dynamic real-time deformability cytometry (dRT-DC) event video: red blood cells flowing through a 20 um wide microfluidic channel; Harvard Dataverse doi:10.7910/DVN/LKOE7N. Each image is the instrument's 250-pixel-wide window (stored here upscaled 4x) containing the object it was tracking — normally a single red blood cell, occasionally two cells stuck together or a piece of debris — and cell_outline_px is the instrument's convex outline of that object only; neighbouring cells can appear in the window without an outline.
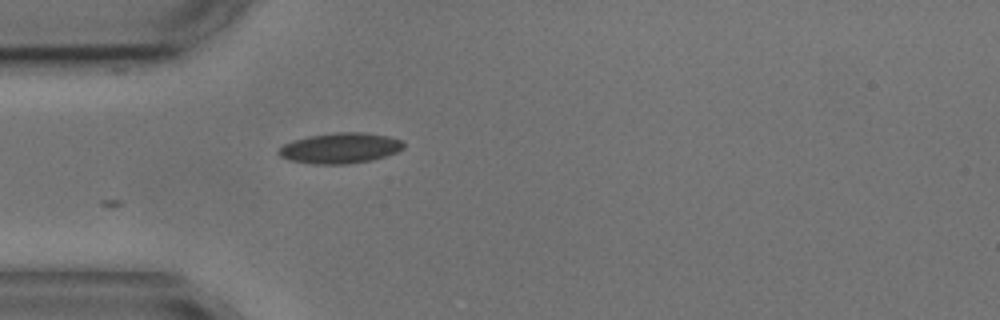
{"species": "common noctule bat (a hibernating species)", "species_latin": "Nyctalus noctula", "temperature_condition": "cold", "stored_images_in_passage": 1, "camera_frame_rate_fps": 3000, "um_per_image_px": 0.085, "animal": {"sex": "male", "body_mass_g": 17.9, "forearm_length_mm": 54.2}, "frame": {"image": 1, "passage_image": 1, "time_ms": 0.0, "image_size_px": [1000, 320], "cell_outline_px": [[404, 148], [396, 152], [372, 160], [344, 164], [312, 164], [288, 160], [280, 156], [276, 152], [284, 144], [292, 140], [308, 136], [336, 132], [364, 132], [388, 136], [404, 140]], "centroid_in_image_um": [28.9, 12.58], "position_along_channel_um": 56.1, "area_um2": 22.37}}